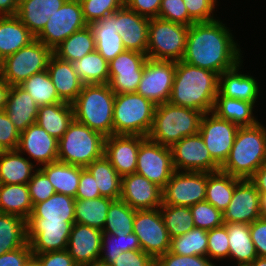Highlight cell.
Listing matches in <instances>:
<instances>
[{"label":"cell","instance_id":"obj_1","mask_svg":"<svg viewBox=\"0 0 266 266\" xmlns=\"http://www.w3.org/2000/svg\"><path fill=\"white\" fill-rule=\"evenodd\" d=\"M221 21L195 22L189 26L181 61L221 74L241 62V49Z\"/></svg>","mask_w":266,"mask_h":266},{"label":"cell","instance_id":"obj_2","mask_svg":"<svg viewBox=\"0 0 266 266\" xmlns=\"http://www.w3.org/2000/svg\"><path fill=\"white\" fill-rule=\"evenodd\" d=\"M218 85L219 74L183 61H176L168 102L198 110L203 114L212 112L218 94Z\"/></svg>","mask_w":266,"mask_h":266},{"label":"cell","instance_id":"obj_3","mask_svg":"<svg viewBox=\"0 0 266 266\" xmlns=\"http://www.w3.org/2000/svg\"><path fill=\"white\" fill-rule=\"evenodd\" d=\"M266 163V129L260 122L239 127L229 156L220 170L239 179H250Z\"/></svg>","mask_w":266,"mask_h":266},{"label":"cell","instance_id":"obj_4","mask_svg":"<svg viewBox=\"0 0 266 266\" xmlns=\"http://www.w3.org/2000/svg\"><path fill=\"white\" fill-rule=\"evenodd\" d=\"M115 93L109 84H85L72 103L74 119L102 136L113 135Z\"/></svg>","mask_w":266,"mask_h":266},{"label":"cell","instance_id":"obj_5","mask_svg":"<svg viewBox=\"0 0 266 266\" xmlns=\"http://www.w3.org/2000/svg\"><path fill=\"white\" fill-rule=\"evenodd\" d=\"M202 116L203 113L198 110L169 102L156 105L148 138L171 148L182 138L199 133Z\"/></svg>","mask_w":266,"mask_h":266},{"label":"cell","instance_id":"obj_6","mask_svg":"<svg viewBox=\"0 0 266 266\" xmlns=\"http://www.w3.org/2000/svg\"><path fill=\"white\" fill-rule=\"evenodd\" d=\"M105 137L75 119L58 140V161L87 167L104 156Z\"/></svg>","mask_w":266,"mask_h":266},{"label":"cell","instance_id":"obj_7","mask_svg":"<svg viewBox=\"0 0 266 266\" xmlns=\"http://www.w3.org/2000/svg\"><path fill=\"white\" fill-rule=\"evenodd\" d=\"M156 105L140 94H115L113 134L148 137Z\"/></svg>","mask_w":266,"mask_h":266},{"label":"cell","instance_id":"obj_8","mask_svg":"<svg viewBox=\"0 0 266 266\" xmlns=\"http://www.w3.org/2000/svg\"><path fill=\"white\" fill-rule=\"evenodd\" d=\"M189 26L152 18L148 27L147 58L181 61L183 59Z\"/></svg>","mask_w":266,"mask_h":266},{"label":"cell","instance_id":"obj_9","mask_svg":"<svg viewBox=\"0 0 266 266\" xmlns=\"http://www.w3.org/2000/svg\"><path fill=\"white\" fill-rule=\"evenodd\" d=\"M53 51L35 39L1 61L0 75L10 85H20L33 74L47 70Z\"/></svg>","mask_w":266,"mask_h":266},{"label":"cell","instance_id":"obj_10","mask_svg":"<svg viewBox=\"0 0 266 266\" xmlns=\"http://www.w3.org/2000/svg\"><path fill=\"white\" fill-rule=\"evenodd\" d=\"M133 233L138 238L141 250L154 260L170 250L171 238L159 208L136 210Z\"/></svg>","mask_w":266,"mask_h":266},{"label":"cell","instance_id":"obj_11","mask_svg":"<svg viewBox=\"0 0 266 266\" xmlns=\"http://www.w3.org/2000/svg\"><path fill=\"white\" fill-rule=\"evenodd\" d=\"M87 25L83 18L80 0H67L50 15L43 30L35 38L53 51L70 35Z\"/></svg>","mask_w":266,"mask_h":266},{"label":"cell","instance_id":"obj_12","mask_svg":"<svg viewBox=\"0 0 266 266\" xmlns=\"http://www.w3.org/2000/svg\"><path fill=\"white\" fill-rule=\"evenodd\" d=\"M206 172L175 171L162 189V205L192 206L205 201Z\"/></svg>","mask_w":266,"mask_h":266},{"label":"cell","instance_id":"obj_13","mask_svg":"<svg viewBox=\"0 0 266 266\" xmlns=\"http://www.w3.org/2000/svg\"><path fill=\"white\" fill-rule=\"evenodd\" d=\"M174 172L171 148L147 137L140 144L135 173L163 189Z\"/></svg>","mask_w":266,"mask_h":266},{"label":"cell","instance_id":"obj_14","mask_svg":"<svg viewBox=\"0 0 266 266\" xmlns=\"http://www.w3.org/2000/svg\"><path fill=\"white\" fill-rule=\"evenodd\" d=\"M176 71V61L147 58L136 93L155 105L168 102Z\"/></svg>","mask_w":266,"mask_h":266},{"label":"cell","instance_id":"obj_15","mask_svg":"<svg viewBox=\"0 0 266 266\" xmlns=\"http://www.w3.org/2000/svg\"><path fill=\"white\" fill-rule=\"evenodd\" d=\"M75 221H45L43 218L27 220V242L32 253L67 249L71 228Z\"/></svg>","mask_w":266,"mask_h":266},{"label":"cell","instance_id":"obj_16","mask_svg":"<svg viewBox=\"0 0 266 266\" xmlns=\"http://www.w3.org/2000/svg\"><path fill=\"white\" fill-rule=\"evenodd\" d=\"M238 129V125L219 118L213 112L204 113L201 118L199 133L212 159L220 167L229 156Z\"/></svg>","mask_w":266,"mask_h":266},{"label":"cell","instance_id":"obj_17","mask_svg":"<svg viewBox=\"0 0 266 266\" xmlns=\"http://www.w3.org/2000/svg\"><path fill=\"white\" fill-rule=\"evenodd\" d=\"M171 151L175 171L210 173L220 170L200 133L182 138L171 147Z\"/></svg>","mask_w":266,"mask_h":266},{"label":"cell","instance_id":"obj_18","mask_svg":"<svg viewBox=\"0 0 266 266\" xmlns=\"http://www.w3.org/2000/svg\"><path fill=\"white\" fill-rule=\"evenodd\" d=\"M261 194L249 179H242L234 189L232 199L223 212L224 223L251 224L261 218Z\"/></svg>","mask_w":266,"mask_h":266},{"label":"cell","instance_id":"obj_19","mask_svg":"<svg viewBox=\"0 0 266 266\" xmlns=\"http://www.w3.org/2000/svg\"><path fill=\"white\" fill-rule=\"evenodd\" d=\"M121 200L134 210H150L162 205V189L137 173L122 176Z\"/></svg>","mask_w":266,"mask_h":266},{"label":"cell","instance_id":"obj_20","mask_svg":"<svg viewBox=\"0 0 266 266\" xmlns=\"http://www.w3.org/2000/svg\"><path fill=\"white\" fill-rule=\"evenodd\" d=\"M146 138L116 134L105 138L104 155L121 177L136 172L139 147Z\"/></svg>","mask_w":266,"mask_h":266},{"label":"cell","instance_id":"obj_21","mask_svg":"<svg viewBox=\"0 0 266 266\" xmlns=\"http://www.w3.org/2000/svg\"><path fill=\"white\" fill-rule=\"evenodd\" d=\"M149 22L125 5L116 11V30L126 50L147 53Z\"/></svg>","mask_w":266,"mask_h":266},{"label":"cell","instance_id":"obj_22","mask_svg":"<svg viewBox=\"0 0 266 266\" xmlns=\"http://www.w3.org/2000/svg\"><path fill=\"white\" fill-rule=\"evenodd\" d=\"M102 234V231L90 226L73 224L66 250L77 266H84L99 260Z\"/></svg>","mask_w":266,"mask_h":266},{"label":"cell","instance_id":"obj_23","mask_svg":"<svg viewBox=\"0 0 266 266\" xmlns=\"http://www.w3.org/2000/svg\"><path fill=\"white\" fill-rule=\"evenodd\" d=\"M17 150L28 153L40 165L58 160V140L36 123L20 133Z\"/></svg>","mask_w":266,"mask_h":266},{"label":"cell","instance_id":"obj_24","mask_svg":"<svg viewBox=\"0 0 266 266\" xmlns=\"http://www.w3.org/2000/svg\"><path fill=\"white\" fill-rule=\"evenodd\" d=\"M47 71L59 98L63 102L72 104L84 85L74 71L72 63L52 54L48 61Z\"/></svg>","mask_w":266,"mask_h":266},{"label":"cell","instance_id":"obj_25","mask_svg":"<svg viewBox=\"0 0 266 266\" xmlns=\"http://www.w3.org/2000/svg\"><path fill=\"white\" fill-rule=\"evenodd\" d=\"M241 63L242 61L219 75L218 92L222 96L245 100L255 105L260 93L258 83L254 77L240 74Z\"/></svg>","mask_w":266,"mask_h":266},{"label":"cell","instance_id":"obj_26","mask_svg":"<svg viewBox=\"0 0 266 266\" xmlns=\"http://www.w3.org/2000/svg\"><path fill=\"white\" fill-rule=\"evenodd\" d=\"M39 106L19 85L11 86L5 111L19 133L35 124Z\"/></svg>","mask_w":266,"mask_h":266},{"label":"cell","instance_id":"obj_27","mask_svg":"<svg viewBox=\"0 0 266 266\" xmlns=\"http://www.w3.org/2000/svg\"><path fill=\"white\" fill-rule=\"evenodd\" d=\"M67 0H19L17 17L36 37Z\"/></svg>","mask_w":266,"mask_h":266},{"label":"cell","instance_id":"obj_28","mask_svg":"<svg viewBox=\"0 0 266 266\" xmlns=\"http://www.w3.org/2000/svg\"><path fill=\"white\" fill-rule=\"evenodd\" d=\"M89 26L94 33L96 50L108 63L126 50L116 30V11Z\"/></svg>","mask_w":266,"mask_h":266},{"label":"cell","instance_id":"obj_29","mask_svg":"<svg viewBox=\"0 0 266 266\" xmlns=\"http://www.w3.org/2000/svg\"><path fill=\"white\" fill-rule=\"evenodd\" d=\"M35 36L14 16H0V60L27 46Z\"/></svg>","mask_w":266,"mask_h":266},{"label":"cell","instance_id":"obj_30","mask_svg":"<svg viewBox=\"0 0 266 266\" xmlns=\"http://www.w3.org/2000/svg\"><path fill=\"white\" fill-rule=\"evenodd\" d=\"M73 120L74 109L72 104L61 102L39 106L36 124L59 140Z\"/></svg>","mask_w":266,"mask_h":266},{"label":"cell","instance_id":"obj_31","mask_svg":"<svg viewBox=\"0 0 266 266\" xmlns=\"http://www.w3.org/2000/svg\"><path fill=\"white\" fill-rule=\"evenodd\" d=\"M35 165L21 156L18 150L0 152V184H27Z\"/></svg>","mask_w":266,"mask_h":266},{"label":"cell","instance_id":"obj_32","mask_svg":"<svg viewBox=\"0 0 266 266\" xmlns=\"http://www.w3.org/2000/svg\"><path fill=\"white\" fill-rule=\"evenodd\" d=\"M39 169L48 177L56 193L75 198L78 189L81 166L55 161L41 165Z\"/></svg>","mask_w":266,"mask_h":266},{"label":"cell","instance_id":"obj_33","mask_svg":"<svg viewBox=\"0 0 266 266\" xmlns=\"http://www.w3.org/2000/svg\"><path fill=\"white\" fill-rule=\"evenodd\" d=\"M33 204L27 184H0V212L19 216L26 221Z\"/></svg>","mask_w":266,"mask_h":266},{"label":"cell","instance_id":"obj_34","mask_svg":"<svg viewBox=\"0 0 266 266\" xmlns=\"http://www.w3.org/2000/svg\"><path fill=\"white\" fill-rule=\"evenodd\" d=\"M254 104L245 100H238L216 95L213 113L219 118L231 121L239 127L253 126L259 121L253 116Z\"/></svg>","mask_w":266,"mask_h":266},{"label":"cell","instance_id":"obj_35","mask_svg":"<svg viewBox=\"0 0 266 266\" xmlns=\"http://www.w3.org/2000/svg\"><path fill=\"white\" fill-rule=\"evenodd\" d=\"M241 180L221 170L207 173L205 201L223 213L232 199L235 186Z\"/></svg>","mask_w":266,"mask_h":266},{"label":"cell","instance_id":"obj_36","mask_svg":"<svg viewBox=\"0 0 266 266\" xmlns=\"http://www.w3.org/2000/svg\"><path fill=\"white\" fill-rule=\"evenodd\" d=\"M227 227L229 256L237 260L238 264H250L256 259L257 251L251 239L249 224L224 223Z\"/></svg>","mask_w":266,"mask_h":266},{"label":"cell","instance_id":"obj_37","mask_svg":"<svg viewBox=\"0 0 266 266\" xmlns=\"http://www.w3.org/2000/svg\"><path fill=\"white\" fill-rule=\"evenodd\" d=\"M75 198L55 193L47 200L35 204L29 218H43L45 221H75Z\"/></svg>","mask_w":266,"mask_h":266},{"label":"cell","instance_id":"obj_38","mask_svg":"<svg viewBox=\"0 0 266 266\" xmlns=\"http://www.w3.org/2000/svg\"><path fill=\"white\" fill-rule=\"evenodd\" d=\"M96 50L94 33L89 25L74 32L53 50L64 61L74 62Z\"/></svg>","mask_w":266,"mask_h":266},{"label":"cell","instance_id":"obj_39","mask_svg":"<svg viewBox=\"0 0 266 266\" xmlns=\"http://www.w3.org/2000/svg\"><path fill=\"white\" fill-rule=\"evenodd\" d=\"M112 201L113 199L103 196L95 199H75V223L103 231Z\"/></svg>","mask_w":266,"mask_h":266},{"label":"cell","instance_id":"obj_40","mask_svg":"<svg viewBox=\"0 0 266 266\" xmlns=\"http://www.w3.org/2000/svg\"><path fill=\"white\" fill-rule=\"evenodd\" d=\"M86 168L93 175L101 196L113 200L120 199L122 177L116 172L105 155L93 161Z\"/></svg>","mask_w":266,"mask_h":266},{"label":"cell","instance_id":"obj_41","mask_svg":"<svg viewBox=\"0 0 266 266\" xmlns=\"http://www.w3.org/2000/svg\"><path fill=\"white\" fill-rule=\"evenodd\" d=\"M27 243V221L13 214L0 212V255Z\"/></svg>","mask_w":266,"mask_h":266},{"label":"cell","instance_id":"obj_42","mask_svg":"<svg viewBox=\"0 0 266 266\" xmlns=\"http://www.w3.org/2000/svg\"><path fill=\"white\" fill-rule=\"evenodd\" d=\"M74 71L83 84H109V63L97 51L72 62Z\"/></svg>","mask_w":266,"mask_h":266},{"label":"cell","instance_id":"obj_43","mask_svg":"<svg viewBox=\"0 0 266 266\" xmlns=\"http://www.w3.org/2000/svg\"><path fill=\"white\" fill-rule=\"evenodd\" d=\"M141 250L137 236L118 230L114 234H102L99 260L111 265L121 252ZM104 253V254H103Z\"/></svg>","mask_w":266,"mask_h":266},{"label":"cell","instance_id":"obj_44","mask_svg":"<svg viewBox=\"0 0 266 266\" xmlns=\"http://www.w3.org/2000/svg\"><path fill=\"white\" fill-rule=\"evenodd\" d=\"M19 86L32 97L38 106L63 102L47 70L33 74Z\"/></svg>","mask_w":266,"mask_h":266},{"label":"cell","instance_id":"obj_45","mask_svg":"<svg viewBox=\"0 0 266 266\" xmlns=\"http://www.w3.org/2000/svg\"><path fill=\"white\" fill-rule=\"evenodd\" d=\"M208 231L194 227L184 235L171 239L170 252L182 256H207Z\"/></svg>","mask_w":266,"mask_h":266},{"label":"cell","instance_id":"obj_46","mask_svg":"<svg viewBox=\"0 0 266 266\" xmlns=\"http://www.w3.org/2000/svg\"><path fill=\"white\" fill-rule=\"evenodd\" d=\"M159 209L171 239L195 227L190 207L161 205Z\"/></svg>","mask_w":266,"mask_h":266},{"label":"cell","instance_id":"obj_47","mask_svg":"<svg viewBox=\"0 0 266 266\" xmlns=\"http://www.w3.org/2000/svg\"><path fill=\"white\" fill-rule=\"evenodd\" d=\"M135 212L136 210L123 200H113L107 212L106 223L102 232L114 234V232L121 230L126 233H132Z\"/></svg>","mask_w":266,"mask_h":266},{"label":"cell","instance_id":"obj_48","mask_svg":"<svg viewBox=\"0 0 266 266\" xmlns=\"http://www.w3.org/2000/svg\"><path fill=\"white\" fill-rule=\"evenodd\" d=\"M195 227L212 230L224 225L223 213L207 201L190 206Z\"/></svg>","mask_w":266,"mask_h":266},{"label":"cell","instance_id":"obj_49","mask_svg":"<svg viewBox=\"0 0 266 266\" xmlns=\"http://www.w3.org/2000/svg\"><path fill=\"white\" fill-rule=\"evenodd\" d=\"M147 55L125 50L109 62V82L119 73L134 70H144Z\"/></svg>","mask_w":266,"mask_h":266},{"label":"cell","instance_id":"obj_50","mask_svg":"<svg viewBox=\"0 0 266 266\" xmlns=\"http://www.w3.org/2000/svg\"><path fill=\"white\" fill-rule=\"evenodd\" d=\"M85 22H93L105 18L119 10L124 4L120 0H80Z\"/></svg>","mask_w":266,"mask_h":266},{"label":"cell","instance_id":"obj_51","mask_svg":"<svg viewBox=\"0 0 266 266\" xmlns=\"http://www.w3.org/2000/svg\"><path fill=\"white\" fill-rule=\"evenodd\" d=\"M158 18L185 26L195 23L189 16L183 0H162Z\"/></svg>","mask_w":266,"mask_h":266},{"label":"cell","instance_id":"obj_52","mask_svg":"<svg viewBox=\"0 0 266 266\" xmlns=\"http://www.w3.org/2000/svg\"><path fill=\"white\" fill-rule=\"evenodd\" d=\"M207 236V257L219 260L229 256L228 232L225 225L208 230Z\"/></svg>","mask_w":266,"mask_h":266},{"label":"cell","instance_id":"obj_53","mask_svg":"<svg viewBox=\"0 0 266 266\" xmlns=\"http://www.w3.org/2000/svg\"><path fill=\"white\" fill-rule=\"evenodd\" d=\"M33 206L43 202L56 193L48 177L39 169L27 183Z\"/></svg>","mask_w":266,"mask_h":266},{"label":"cell","instance_id":"obj_54","mask_svg":"<svg viewBox=\"0 0 266 266\" xmlns=\"http://www.w3.org/2000/svg\"><path fill=\"white\" fill-rule=\"evenodd\" d=\"M155 266H216L207 256H182L170 251L155 260Z\"/></svg>","mask_w":266,"mask_h":266},{"label":"cell","instance_id":"obj_55","mask_svg":"<svg viewBox=\"0 0 266 266\" xmlns=\"http://www.w3.org/2000/svg\"><path fill=\"white\" fill-rule=\"evenodd\" d=\"M144 70L119 72L109 86L115 94L133 93L137 91Z\"/></svg>","mask_w":266,"mask_h":266},{"label":"cell","instance_id":"obj_56","mask_svg":"<svg viewBox=\"0 0 266 266\" xmlns=\"http://www.w3.org/2000/svg\"><path fill=\"white\" fill-rule=\"evenodd\" d=\"M20 133L10 121L5 110L0 111V149L17 150Z\"/></svg>","mask_w":266,"mask_h":266},{"label":"cell","instance_id":"obj_57","mask_svg":"<svg viewBox=\"0 0 266 266\" xmlns=\"http://www.w3.org/2000/svg\"><path fill=\"white\" fill-rule=\"evenodd\" d=\"M189 16L195 22H208L215 20L213 11L216 0H183ZM212 14V16H211Z\"/></svg>","mask_w":266,"mask_h":266},{"label":"cell","instance_id":"obj_58","mask_svg":"<svg viewBox=\"0 0 266 266\" xmlns=\"http://www.w3.org/2000/svg\"><path fill=\"white\" fill-rule=\"evenodd\" d=\"M39 266H77L67 250L33 253Z\"/></svg>","mask_w":266,"mask_h":266},{"label":"cell","instance_id":"obj_59","mask_svg":"<svg viewBox=\"0 0 266 266\" xmlns=\"http://www.w3.org/2000/svg\"><path fill=\"white\" fill-rule=\"evenodd\" d=\"M111 266H155V260L142 250L121 252Z\"/></svg>","mask_w":266,"mask_h":266},{"label":"cell","instance_id":"obj_60","mask_svg":"<svg viewBox=\"0 0 266 266\" xmlns=\"http://www.w3.org/2000/svg\"><path fill=\"white\" fill-rule=\"evenodd\" d=\"M33 259L30 243L0 255V266H26Z\"/></svg>","mask_w":266,"mask_h":266},{"label":"cell","instance_id":"obj_61","mask_svg":"<svg viewBox=\"0 0 266 266\" xmlns=\"http://www.w3.org/2000/svg\"><path fill=\"white\" fill-rule=\"evenodd\" d=\"M98 197H101V195L93 175L86 167H81L80 181L75 199H95Z\"/></svg>","mask_w":266,"mask_h":266},{"label":"cell","instance_id":"obj_62","mask_svg":"<svg viewBox=\"0 0 266 266\" xmlns=\"http://www.w3.org/2000/svg\"><path fill=\"white\" fill-rule=\"evenodd\" d=\"M162 0H125L124 5L143 17L158 18Z\"/></svg>","mask_w":266,"mask_h":266},{"label":"cell","instance_id":"obj_63","mask_svg":"<svg viewBox=\"0 0 266 266\" xmlns=\"http://www.w3.org/2000/svg\"><path fill=\"white\" fill-rule=\"evenodd\" d=\"M249 230L257 256L266 257V218L261 217L249 224Z\"/></svg>","mask_w":266,"mask_h":266},{"label":"cell","instance_id":"obj_64","mask_svg":"<svg viewBox=\"0 0 266 266\" xmlns=\"http://www.w3.org/2000/svg\"><path fill=\"white\" fill-rule=\"evenodd\" d=\"M249 180L260 194L266 193V163L261 165Z\"/></svg>","mask_w":266,"mask_h":266},{"label":"cell","instance_id":"obj_65","mask_svg":"<svg viewBox=\"0 0 266 266\" xmlns=\"http://www.w3.org/2000/svg\"><path fill=\"white\" fill-rule=\"evenodd\" d=\"M19 0H0V16L17 15Z\"/></svg>","mask_w":266,"mask_h":266},{"label":"cell","instance_id":"obj_66","mask_svg":"<svg viewBox=\"0 0 266 266\" xmlns=\"http://www.w3.org/2000/svg\"><path fill=\"white\" fill-rule=\"evenodd\" d=\"M10 88L11 86L0 75V111L5 110Z\"/></svg>","mask_w":266,"mask_h":266},{"label":"cell","instance_id":"obj_67","mask_svg":"<svg viewBox=\"0 0 266 266\" xmlns=\"http://www.w3.org/2000/svg\"><path fill=\"white\" fill-rule=\"evenodd\" d=\"M260 214L262 218H266V193L260 197Z\"/></svg>","mask_w":266,"mask_h":266},{"label":"cell","instance_id":"obj_68","mask_svg":"<svg viewBox=\"0 0 266 266\" xmlns=\"http://www.w3.org/2000/svg\"><path fill=\"white\" fill-rule=\"evenodd\" d=\"M249 265L250 266H266V257H257Z\"/></svg>","mask_w":266,"mask_h":266},{"label":"cell","instance_id":"obj_69","mask_svg":"<svg viewBox=\"0 0 266 266\" xmlns=\"http://www.w3.org/2000/svg\"><path fill=\"white\" fill-rule=\"evenodd\" d=\"M84 266H111V265H109L108 263L102 262L100 260H97V261H93L92 263L84 265Z\"/></svg>","mask_w":266,"mask_h":266},{"label":"cell","instance_id":"obj_70","mask_svg":"<svg viewBox=\"0 0 266 266\" xmlns=\"http://www.w3.org/2000/svg\"><path fill=\"white\" fill-rule=\"evenodd\" d=\"M26 266H39V264L34 259H32Z\"/></svg>","mask_w":266,"mask_h":266},{"label":"cell","instance_id":"obj_71","mask_svg":"<svg viewBox=\"0 0 266 266\" xmlns=\"http://www.w3.org/2000/svg\"><path fill=\"white\" fill-rule=\"evenodd\" d=\"M238 266H250L249 264H238Z\"/></svg>","mask_w":266,"mask_h":266}]
</instances>
